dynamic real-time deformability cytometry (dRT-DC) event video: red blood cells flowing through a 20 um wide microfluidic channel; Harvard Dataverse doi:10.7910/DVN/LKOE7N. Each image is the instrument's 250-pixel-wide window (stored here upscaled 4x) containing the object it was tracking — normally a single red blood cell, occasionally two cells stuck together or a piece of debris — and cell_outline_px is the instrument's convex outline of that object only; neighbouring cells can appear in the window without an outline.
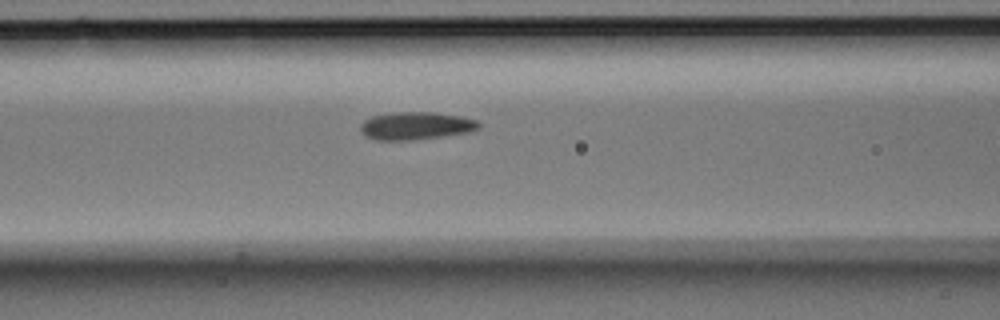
{"species": "Egyptian fruit bat (a non-hibernating species)", "species_latin": "Rousettus aegyptiacus", "temperature_condition": "room temperature", "stored_images_in_passage": 5, "segment_of_instrument_passage": [1, 2], "camera_frame_rate_fps": 3000, "um_per_image_px": 0.085, "animal": {"sex": "male"}, "frame": {"image": 1, "passage_image": 4, "time_ms": 1.0, "image_size_px": [1000, 320], "cell_outline_px": [[480, 128], [468, 132], [412, 140], [376, 140], [360, 132], [360, 124], [364, 120], [372, 116], [400, 112], [432, 112], [460, 116], [476, 120], [480, 124]], "centroid_in_image_um": [35.33, 10.69], "position_along_channel_um": 131.3, "area_um2": 18.9}}